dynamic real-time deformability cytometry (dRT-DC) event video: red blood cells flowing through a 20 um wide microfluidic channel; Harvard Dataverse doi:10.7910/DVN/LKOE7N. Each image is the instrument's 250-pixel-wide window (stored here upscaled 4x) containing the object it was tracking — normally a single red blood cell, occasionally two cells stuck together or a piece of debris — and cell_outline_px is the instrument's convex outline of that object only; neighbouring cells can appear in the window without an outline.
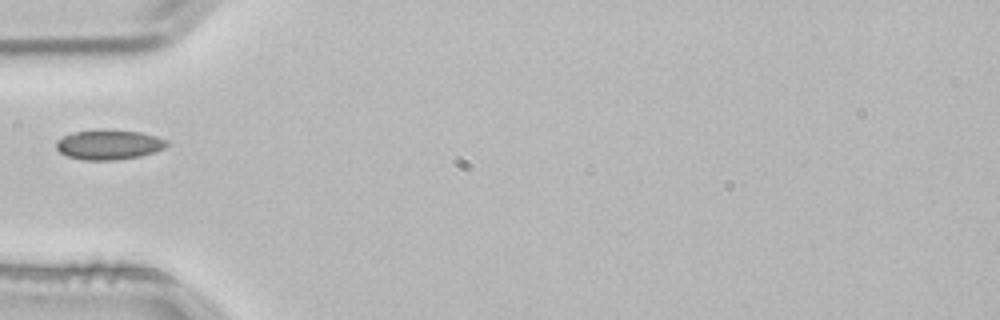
{"species": "common noctule bat (a hibernating species)", "species_latin": "Nyctalus noctula", "temperature_condition": "room temperature", "stored_images_in_passage": 1, "camera_frame_rate_fps": 3000, "um_per_image_px": 0.085, "animal": {"sex": "male", "body_mass_g": 21.5, "forearm_length_mm": 52.0}, "frame": {"image": 1, "passage_image": 1, "time_ms": 0.0, "image_size_px": [1000, 320], "cell_outline_px": [[168, 144], [164, 148], [156, 152], [140, 156], [116, 160], [80, 160], [64, 156], [56, 148], [56, 140], [64, 136], [76, 132], [108, 128], [140, 132], [156, 136], [164, 140]], "centroid_in_image_um": [9.23, 12.3], "position_along_channel_um": 75.8, "area_um2": 19.48}}